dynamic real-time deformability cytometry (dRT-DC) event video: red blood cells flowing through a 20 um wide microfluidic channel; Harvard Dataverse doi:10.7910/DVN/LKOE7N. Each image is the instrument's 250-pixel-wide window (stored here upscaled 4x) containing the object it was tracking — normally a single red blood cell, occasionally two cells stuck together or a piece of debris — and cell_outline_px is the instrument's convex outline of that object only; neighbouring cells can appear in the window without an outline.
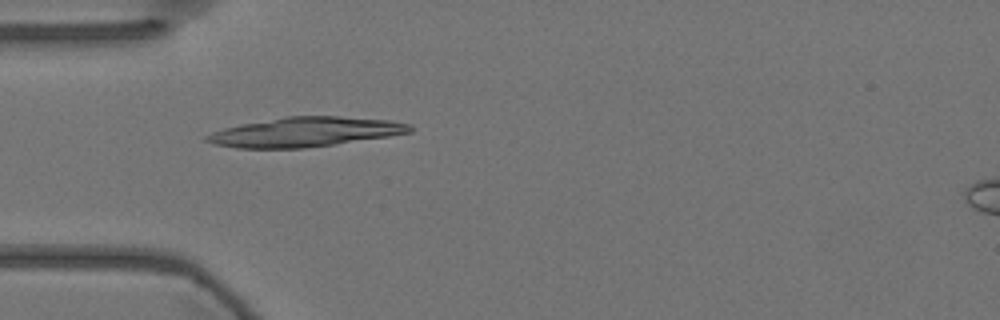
{"species": "Egyptian fruit bat (a non-hibernating species)", "species_latin": "Rousettus aegyptiacus", "temperature_condition": "warm", "stored_images_in_passage": 55, "camera_frame_rate_fps": 3000, "um_per_image_px": 0.085, "animal": {"sex": "female"}, "frame": {"image": 1, "passage_image": 16, "time_ms": 5.0, "image_size_px": [1000, 320], "cell_outline_px": [[416, 128], [412, 132], [388, 136], [304, 148], [236, 148], [216, 144], [204, 140], [204, 136], [212, 132], [224, 128], [240, 124], [284, 116], [340, 116], [392, 120], [412, 124]], "centroid_in_image_um": [25.97, 11.2], "position_along_channel_um": 59.0, "area_um2": 35.03}}
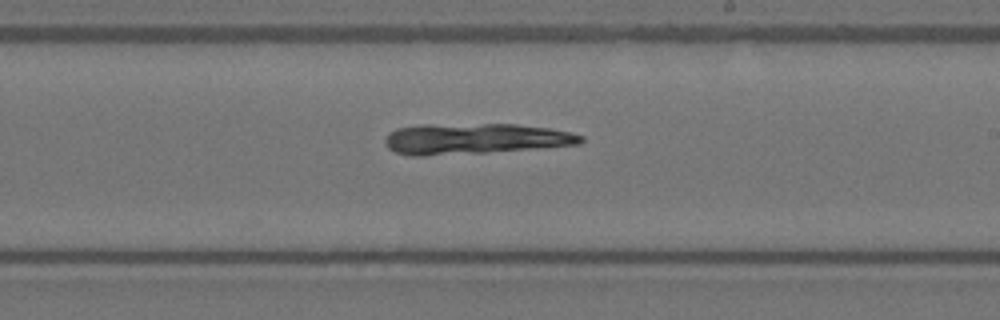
{"frame": {"image": 2, "passage_image": 32, "time_ms": 10.333, "image_size_px": [1000, 320], "cell_outline_px": [[584, 140], [580, 144], [536, 148], [488, 152], [424, 156], [412, 156], [396, 152], [388, 148], [384, 144], [384, 140], [388, 132], [396, 128], [420, 124], [516, 124], [548, 128], [572, 132], [584, 136]], "centroid_in_image_um": [40.32, 11.79], "position_along_channel_um": 248.7, "area_um2": 35.37}}
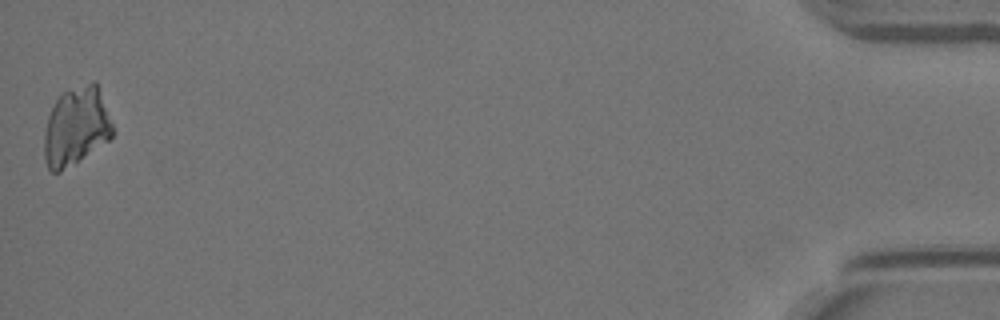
{"frame": {"image": 3, "passage_image": 55, "time_ms": 18.0, "image_size_px": [1000, 320], "cell_outline_px": [[112, 136], [108, 140], [60, 172], [52, 172], [48, 168], [44, 160], [44, 132], [48, 116], [60, 92], [92, 80], [96, 80], [112, 124]], "centroid_in_image_um": [6.44, 10.71], "position_along_channel_um": 428.8, "area_um2": 31.1}}